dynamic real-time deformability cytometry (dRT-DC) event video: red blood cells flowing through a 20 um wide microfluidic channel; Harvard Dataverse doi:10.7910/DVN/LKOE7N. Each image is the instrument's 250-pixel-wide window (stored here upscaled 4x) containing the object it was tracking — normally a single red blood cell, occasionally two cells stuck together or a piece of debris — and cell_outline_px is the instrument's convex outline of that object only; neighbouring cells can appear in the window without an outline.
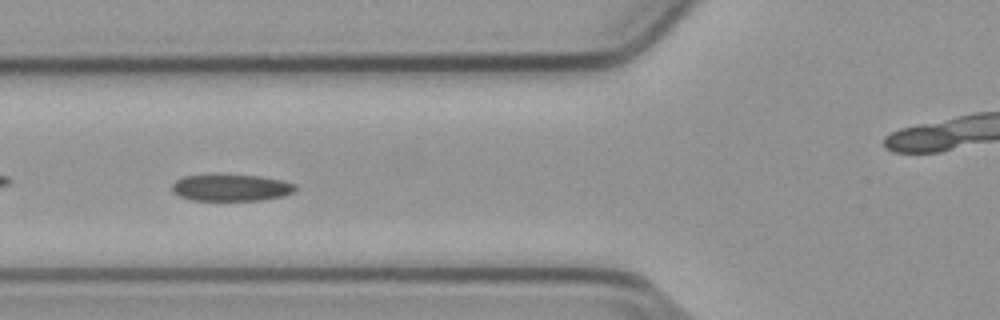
{"species": "common noctule bat (a hibernating species)", "species_latin": "Nyctalus noctula", "temperature_condition": "cold", "stored_images_in_passage": 40, "camera_frame_rate_fps": 3000, "um_per_image_px": 0.085, "animal": {"sex": "male", "body_mass_g": 23.1, "forearm_length_mm": 52.7}, "frame": {"image": 1, "passage_image": 5, "time_ms": 1.333, "image_size_px": [1000, 320], "cell_outline_px": [[296, 188], [292, 192], [284, 196], [260, 200], [192, 200], [180, 196], [172, 192], [172, 184], [176, 180], [184, 176], [260, 176], [280, 180], [296, 184]], "centroid_in_image_um": [19.64, 15.97], "position_along_channel_um": 106.2, "area_um2": 18.73}}
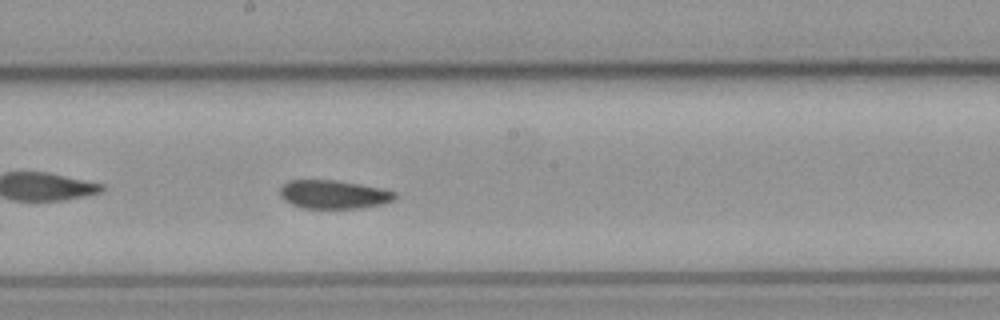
{"frame": {"image": 2, "passage_image": 14, "time_ms": 4.333, "image_size_px": [1000, 320], "cell_outline_px": [[396, 200], [384, 204], [360, 208], [300, 208], [284, 200], [280, 196], [280, 188], [288, 180], [336, 180], [360, 184], [380, 188], [396, 192]], "centroid_in_image_um": [28.37, 16.53], "position_along_channel_um": 219.8, "area_um2": 19.25}}
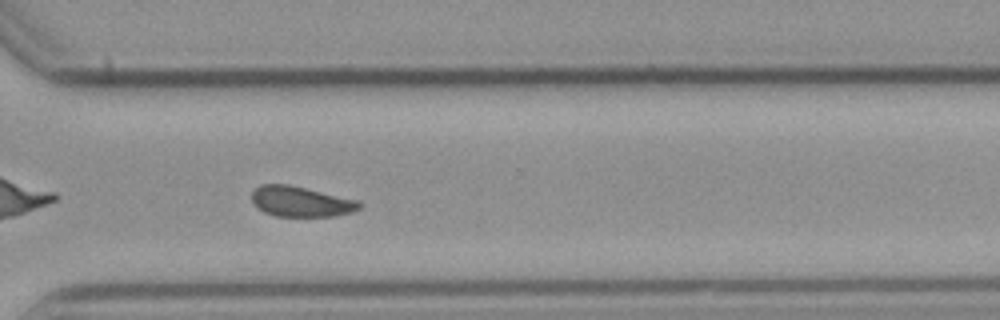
{"frame": {"image": 3, "passage_image": 24, "time_ms": 7.667, "image_size_px": [1000, 320], "cell_outline_px": [[364, 204], [360, 208], [352, 212], [336, 216], [276, 216], [264, 212], [252, 200], [252, 192], [260, 184], [288, 184], [356, 200]], "centroid_in_image_um": [25.58, 17.13], "position_along_channel_um": 345.0, "area_um2": 18.79}, "authors_computed_cell_mechanics": {"area_um2": 19.652, "velocity_mm_per_s": 3.7728, "shape_relaxation_time_tau1_ms": null, "shape_relaxation_time_tau2_ms": 3.4466, "deformation_change_tau1": null, "deformation_change_tau2": 0.0793}}